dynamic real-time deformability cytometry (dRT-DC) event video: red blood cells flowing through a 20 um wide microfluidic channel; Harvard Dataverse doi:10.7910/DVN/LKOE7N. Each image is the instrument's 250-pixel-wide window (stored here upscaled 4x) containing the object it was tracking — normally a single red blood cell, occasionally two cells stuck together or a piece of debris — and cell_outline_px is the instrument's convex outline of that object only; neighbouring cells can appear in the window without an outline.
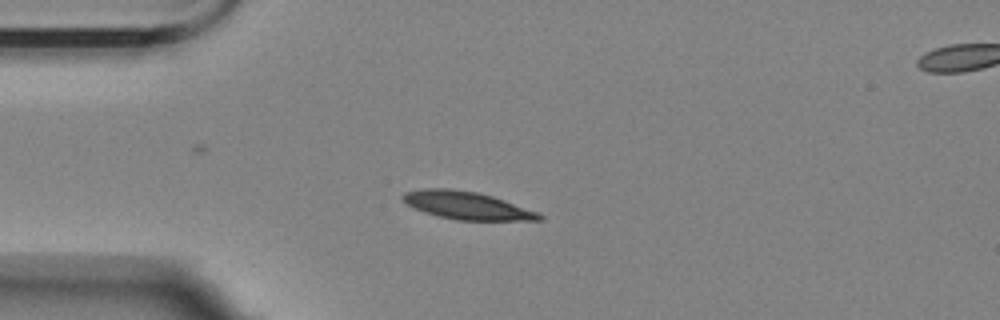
{"species": "Egyptian fruit bat (a non-hibernating species)", "species_latin": "Rousettus aegyptiacus", "temperature_condition": "room temperature", "stored_images_in_passage": 7, "camera_frame_rate_fps": 3000, "um_per_image_px": 0.085, "animal": {"sex": "female"}, "frame": {"image": 1, "passage_image": 5, "time_ms": 4.667, "image_size_px": [1000, 320], "cell_outline_px": [[544, 220], [456, 220], [424, 212], [408, 204], [400, 196], [404, 192], [424, 188], [452, 188], [476, 192], [492, 196], [540, 212], [544, 216]], "centroid_in_image_um": [39.72, 17.46], "position_along_channel_um": 45.3, "area_um2": 22.02}}
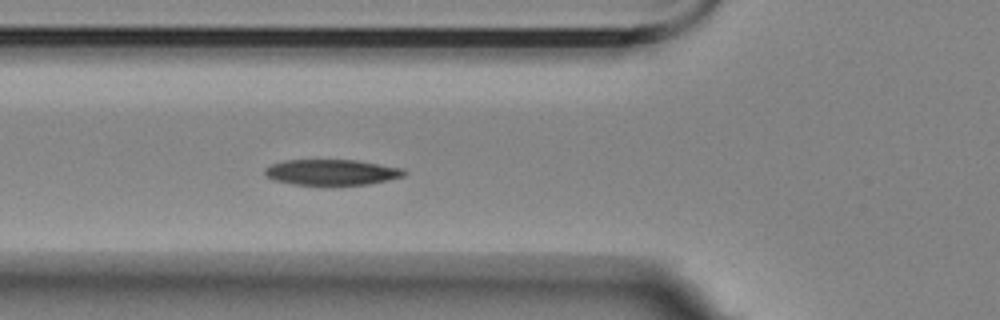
{"frame": {"image": 2, "passage_image": 7, "time_ms": 6.667, "image_size_px": [1000, 320], "cell_outline_px": [[408, 172], [404, 176], [388, 180], [368, 184], [332, 188], [292, 184], [272, 180], [264, 176], [264, 168], [272, 164], [284, 160], [356, 160], [404, 168]], "centroid_in_image_um": [28.18, 14.69], "position_along_channel_um": 97.6, "area_um2": 21.96}}